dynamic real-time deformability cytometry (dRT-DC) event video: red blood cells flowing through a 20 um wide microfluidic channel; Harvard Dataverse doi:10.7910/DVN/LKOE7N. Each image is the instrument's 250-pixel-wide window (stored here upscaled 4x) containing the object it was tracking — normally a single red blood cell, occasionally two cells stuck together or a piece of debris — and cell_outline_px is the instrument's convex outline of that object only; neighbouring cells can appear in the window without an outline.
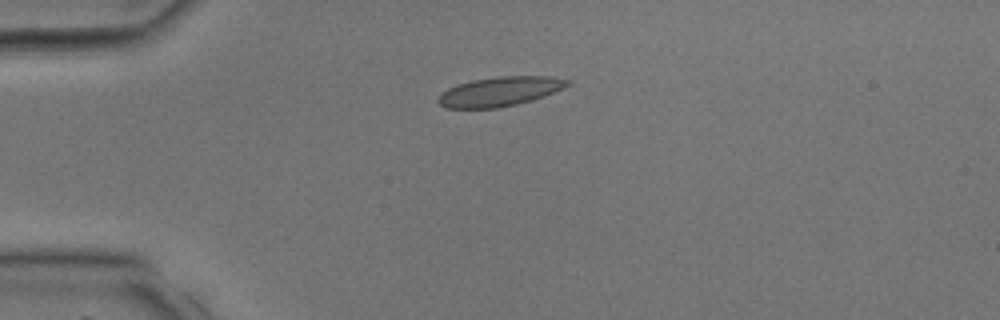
{"species": "common noctule bat (a hibernating species)", "species_latin": "Nyctalus noctula", "temperature_condition": "room temperature", "stored_images_in_passage": 27, "camera_frame_rate_fps": 3000, "um_per_image_px": 0.085, "animal": {"sex": "male", "body_mass_g": 17.9, "forearm_length_mm": 54.2}, "frame": {"image": 1, "passage_image": 1, "time_ms": 0.0, "image_size_px": [1000, 320], "cell_outline_px": [[572, 84], [544, 96], [532, 100], [516, 104], [496, 108], [448, 108], [440, 104], [436, 100], [440, 92], [456, 84], [472, 80], [496, 76], [548, 76], [572, 80]], "centroid_in_image_um": [42.47, 7.76], "position_along_channel_um": 42.5, "area_um2": 22.31}}
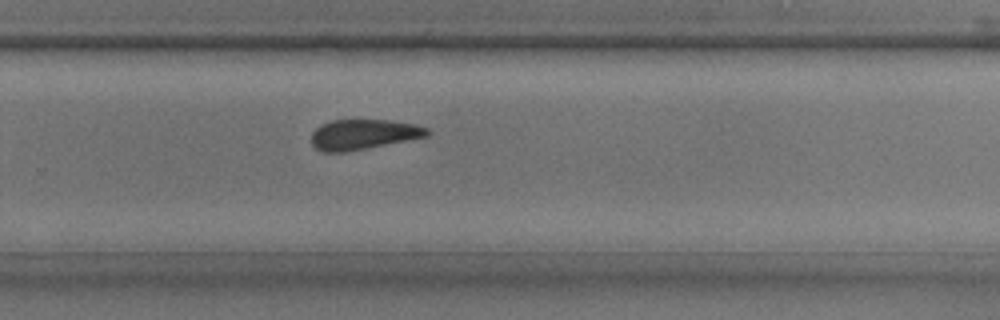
{"frame": {"image": 2, "passage_image": 17, "time_ms": 5.333, "image_size_px": [1000, 320], "cell_outline_px": [[432, 132], [428, 136], [348, 152], [320, 152], [312, 144], [312, 132], [320, 124], [332, 120], [388, 120], [416, 124], [428, 128]], "centroid_in_image_um": [30.89, 11.43], "position_along_channel_um": 298.9, "area_um2": 20.52}}
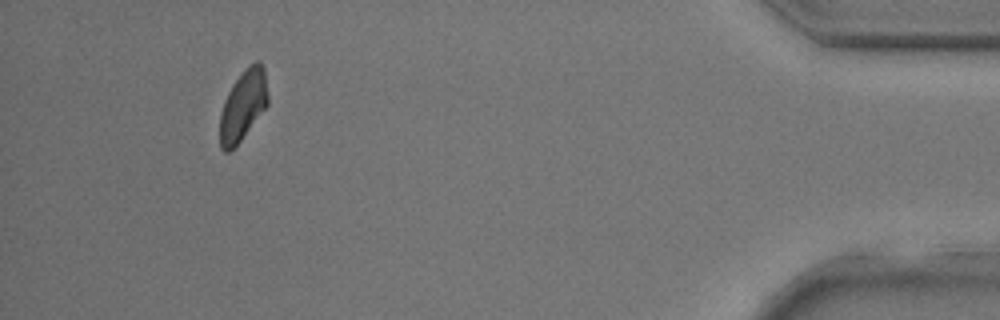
{"frame": {"image": 3, "passage_image": 27, "time_ms": 8.667, "image_size_px": [1000, 320], "cell_outline_px": [[268, 104], [240, 140], [228, 152], [224, 152], [220, 148], [220, 116], [224, 100], [232, 84], [256, 60], [260, 60], [264, 68], [268, 96]], "centroid_in_image_um": [20.65, 8.96], "position_along_channel_um": 414.5, "area_um2": 19.19}}